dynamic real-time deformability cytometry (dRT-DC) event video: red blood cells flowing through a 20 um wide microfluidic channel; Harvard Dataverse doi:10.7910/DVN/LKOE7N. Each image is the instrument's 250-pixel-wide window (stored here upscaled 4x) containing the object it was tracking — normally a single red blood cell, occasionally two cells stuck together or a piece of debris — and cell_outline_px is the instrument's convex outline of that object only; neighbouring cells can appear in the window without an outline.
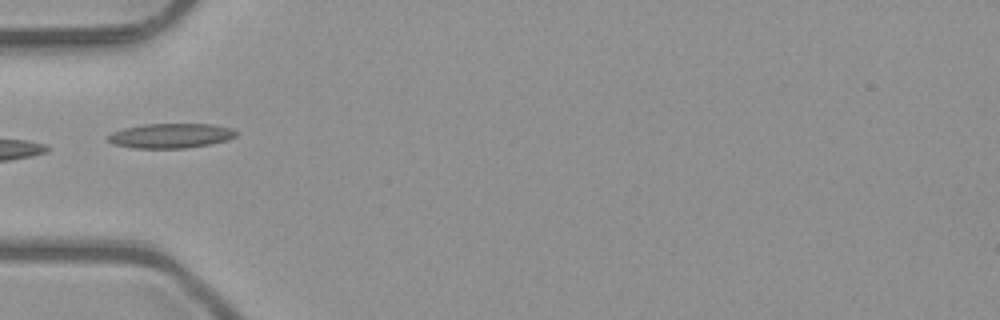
{"species": "common noctule bat (a hibernating species)", "species_latin": "Nyctalus noctula", "temperature_condition": "room temperature", "stored_images_in_passage": 9, "camera_frame_rate_fps": 3000, "um_per_image_px": 0.085, "animal": {"sex": "male", "body_mass_g": 23.1, "forearm_length_mm": 52.7}, "frame": {"image": 1, "passage_image": 1, "time_ms": 0.0, "image_size_px": [1000, 320], "cell_outline_px": [[236, 136], [228, 140], [208, 144], [184, 148], [132, 148], [112, 144], [108, 140], [108, 136], [112, 132], [124, 128], [144, 124], [212, 124], [232, 128], [236, 132]], "centroid_in_image_um": [14.49, 11.53], "position_along_channel_um": 70.5, "area_um2": 18.38}}